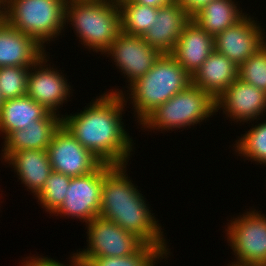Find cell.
<instances>
[{"mask_svg": "<svg viewBox=\"0 0 266 266\" xmlns=\"http://www.w3.org/2000/svg\"><path fill=\"white\" fill-rule=\"evenodd\" d=\"M71 177L52 171L43 189L36 195L38 202L49 214H53L63 203Z\"/></svg>", "mask_w": 266, "mask_h": 266, "instance_id": "obj_26", "label": "cell"}, {"mask_svg": "<svg viewBox=\"0 0 266 266\" xmlns=\"http://www.w3.org/2000/svg\"><path fill=\"white\" fill-rule=\"evenodd\" d=\"M13 166L14 172L21 183L36 196L51 174L52 166L49 162L47 150L25 149L14 152L4 160Z\"/></svg>", "mask_w": 266, "mask_h": 266, "instance_id": "obj_19", "label": "cell"}, {"mask_svg": "<svg viewBox=\"0 0 266 266\" xmlns=\"http://www.w3.org/2000/svg\"><path fill=\"white\" fill-rule=\"evenodd\" d=\"M126 165L103 163V187L99 216L131 232L144 243L161 247L167 254L166 238L161 224L126 173ZM125 169V170H124ZM158 223V224H157Z\"/></svg>", "mask_w": 266, "mask_h": 266, "instance_id": "obj_2", "label": "cell"}, {"mask_svg": "<svg viewBox=\"0 0 266 266\" xmlns=\"http://www.w3.org/2000/svg\"><path fill=\"white\" fill-rule=\"evenodd\" d=\"M62 125L60 114L50 112L44 119L33 121L24 129L11 132L4 139L1 158L6 159L14 152L25 149L47 150L54 133Z\"/></svg>", "mask_w": 266, "mask_h": 266, "instance_id": "obj_18", "label": "cell"}, {"mask_svg": "<svg viewBox=\"0 0 266 266\" xmlns=\"http://www.w3.org/2000/svg\"><path fill=\"white\" fill-rule=\"evenodd\" d=\"M135 3H139L142 5H147L149 7H163L169 5L173 2V0H132Z\"/></svg>", "mask_w": 266, "mask_h": 266, "instance_id": "obj_31", "label": "cell"}, {"mask_svg": "<svg viewBox=\"0 0 266 266\" xmlns=\"http://www.w3.org/2000/svg\"><path fill=\"white\" fill-rule=\"evenodd\" d=\"M111 90L97 96L83 111L61 115L62 125L102 163L127 165L134 147L122 121L127 102L122 90Z\"/></svg>", "mask_w": 266, "mask_h": 266, "instance_id": "obj_1", "label": "cell"}, {"mask_svg": "<svg viewBox=\"0 0 266 266\" xmlns=\"http://www.w3.org/2000/svg\"><path fill=\"white\" fill-rule=\"evenodd\" d=\"M214 50V36L191 20L170 54L193 76Z\"/></svg>", "mask_w": 266, "mask_h": 266, "instance_id": "obj_16", "label": "cell"}, {"mask_svg": "<svg viewBox=\"0 0 266 266\" xmlns=\"http://www.w3.org/2000/svg\"><path fill=\"white\" fill-rule=\"evenodd\" d=\"M33 255V257H26L28 260H23V262H21V266H78L79 265V260H78V256L76 255V253H73L71 258L72 260H69L70 263L69 264H64V263H60V261H56L55 259L52 258H48V257H41L40 256H35Z\"/></svg>", "mask_w": 266, "mask_h": 266, "instance_id": "obj_29", "label": "cell"}, {"mask_svg": "<svg viewBox=\"0 0 266 266\" xmlns=\"http://www.w3.org/2000/svg\"><path fill=\"white\" fill-rule=\"evenodd\" d=\"M45 52V48L34 38L6 21L0 26V68L31 67Z\"/></svg>", "mask_w": 266, "mask_h": 266, "instance_id": "obj_17", "label": "cell"}, {"mask_svg": "<svg viewBox=\"0 0 266 266\" xmlns=\"http://www.w3.org/2000/svg\"><path fill=\"white\" fill-rule=\"evenodd\" d=\"M191 20L185 9L175 2L159 7L153 26L142 35L143 40L162 53H171Z\"/></svg>", "mask_w": 266, "mask_h": 266, "instance_id": "obj_15", "label": "cell"}, {"mask_svg": "<svg viewBox=\"0 0 266 266\" xmlns=\"http://www.w3.org/2000/svg\"><path fill=\"white\" fill-rule=\"evenodd\" d=\"M78 266H88L86 263L80 262L79 261V265Z\"/></svg>", "mask_w": 266, "mask_h": 266, "instance_id": "obj_33", "label": "cell"}, {"mask_svg": "<svg viewBox=\"0 0 266 266\" xmlns=\"http://www.w3.org/2000/svg\"><path fill=\"white\" fill-rule=\"evenodd\" d=\"M237 3L233 0H213L198 11L192 20L215 37L244 16L245 13L240 10Z\"/></svg>", "mask_w": 266, "mask_h": 266, "instance_id": "obj_22", "label": "cell"}, {"mask_svg": "<svg viewBox=\"0 0 266 266\" xmlns=\"http://www.w3.org/2000/svg\"><path fill=\"white\" fill-rule=\"evenodd\" d=\"M215 102L216 112L222 109L226 118L236 120V123L260 120V116L266 112V93L239 78L232 82Z\"/></svg>", "mask_w": 266, "mask_h": 266, "instance_id": "obj_14", "label": "cell"}, {"mask_svg": "<svg viewBox=\"0 0 266 266\" xmlns=\"http://www.w3.org/2000/svg\"><path fill=\"white\" fill-rule=\"evenodd\" d=\"M85 225L87 248L76 252L78 260L83 263H87L92 257L129 256L144 244L136 235L100 216Z\"/></svg>", "mask_w": 266, "mask_h": 266, "instance_id": "obj_8", "label": "cell"}, {"mask_svg": "<svg viewBox=\"0 0 266 266\" xmlns=\"http://www.w3.org/2000/svg\"><path fill=\"white\" fill-rule=\"evenodd\" d=\"M66 1L5 0L6 22L44 47L61 35L66 25Z\"/></svg>", "mask_w": 266, "mask_h": 266, "instance_id": "obj_5", "label": "cell"}, {"mask_svg": "<svg viewBox=\"0 0 266 266\" xmlns=\"http://www.w3.org/2000/svg\"><path fill=\"white\" fill-rule=\"evenodd\" d=\"M255 211L233 218L225 229L230 249L236 256L233 264L266 266V215Z\"/></svg>", "mask_w": 266, "mask_h": 266, "instance_id": "obj_7", "label": "cell"}, {"mask_svg": "<svg viewBox=\"0 0 266 266\" xmlns=\"http://www.w3.org/2000/svg\"><path fill=\"white\" fill-rule=\"evenodd\" d=\"M238 78V67L215 50L192 76V83L216 100Z\"/></svg>", "mask_w": 266, "mask_h": 266, "instance_id": "obj_20", "label": "cell"}, {"mask_svg": "<svg viewBox=\"0 0 266 266\" xmlns=\"http://www.w3.org/2000/svg\"><path fill=\"white\" fill-rule=\"evenodd\" d=\"M121 31L135 36H142L153 26L158 8L135 3L132 0L119 4Z\"/></svg>", "mask_w": 266, "mask_h": 266, "instance_id": "obj_23", "label": "cell"}, {"mask_svg": "<svg viewBox=\"0 0 266 266\" xmlns=\"http://www.w3.org/2000/svg\"><path fill=\"white\" fill-rule=\"evenodd\" d=\"M168 254L158 246L144 243L135 253L122 257H92L88 266H155L156 261Z\"/></svg>", "mask_w": 266, "mask_h": 266, "instance_id": "obj_24", "label": "cell"}, {"mask_svg": "<svg viewBox=\"0 0 266 266\" xmlns=\"http://www.w3.org/2000/svg\"><path fill=\"white\" fill-rule=\"evenodd\" d=\"M192 83V76L170 53H163L151 69L127 90L139 124L159 105Z\"/></svg>", "mask_w": 266, "mask_h": 266, "instance_id": "obj_3", "label": "cell"}, {"mask_svg": "<svg viewBox=\"0 0 266 266\" xmlns=\"http://www.w3.org/2000/svg\"><path fill=\"white\" fill-rule=\"evenodd\" d=\"M212 1L213 0H173V2L182 6L191 17Z\"/></svg>", "mask_w": 266, "mask_h": 266, "instance_id": "obj_30", "label": "cell"}, {"mask_svg": "<svg viewBox=\"0 0 266 266\" xmlns=\"http://www.w3.org/2000/svg\"><path fill=\"white\" fill-rule=\"evenodd\" d=\"M238 78L266 93V43L238 67Z\"/></svg>", "mask_w": 266, "mask_h": 266, "instance_id": "obj_28", "label": "cell"}, {"mask_svg": "<svg viewBox=\"0 0 266 266\" xmlns=\"http://www.w3.org/2000/svg\"><path fill=\"white\" fill-rule=\"evenodd\" d=\"M47 153L52 170L70 177L89 174L102 164L63 125L54 133Z\"/></svg>", "mask_w": 266, "mask_h": 266, "instance_id": "obj_11", "label": "cell"}, {"mask_svg": "<svg viewBox=\"0 0 266 266\" xmlns=\"http://www.w3.org/2000/svg\"><path fill=\"white\" fill-rule=\"evenodd\" d=\"M247 15L214 37L215 51L225 55L237 67L266 43L265 30Z\"/></svg>", "mask_w": 266, "mask_h": 266, "instance_id": "obj_12", "label": "cell"}, {"mask_svg": "<svg viewBox=\"0 0 266 266\" xmlns=\"http://www.w3.org/2000/svg\"><path fill=\"white\" fill-rule=\"evenodd\" d=\"M65 23L72 25L85 48L101 54L122 32L120 9L114 1L67 0Z\"/></svg>", "mask_w": 266, "mask_h": 266, "instance_id": "obj_4", "label": "cell"}, {"mask_svg": "<svg viewBox=\"0 0 266 266\" xmlns=\"http://www.w3.org/2000/svg\"><path fill=\"white\" fill-rule=\"evenodd\" d=\"M46 52L30 67L27 78V93L35 102L44 106L49 112L57 111L70 96L71 85L60 70L47 63ZM47 63V65H46ZM49 66V67H48ZM58 112V113H57Z\"/></svg>", "mask_w": 266, "mask_h": 266, "instance_id": "obj_13", "label": "cell"}, {"mask_svg": "<svg viewBox=\"0 0 266 266\" xmlns=\"http://www.w3.org/2000/svg\"><path fill=\"white\" fill-rule=\"evenodd\" d=\"M237 156L266 165V120L250 128L235 141ZM247 158V159H246Z\"/></svg>", "mask_w": 266, "mask_h": 266, "instance_id": "obj_25", "label": "cell"}, {"mask_svg": "<svg viewBox=\"0 0 266 266\" xmlns=\"http://www.w3.org/2000/svg\"><path fill=\"white\" fill-rule=\"evenodd\" d=\"M124 1H128V0H114V2H115L117 5L123 3Z\"/></svg>", "mask_w": 266, "mask_h": 266, "instance_id": "obj_32", "label": "cell"}, {"mask_svg": "<svg viewBox=\"0 0 266 266\" xmlns=\"http://www.w3.org/2000/svg\"><path fill=\"white\" fill-rule=\"evenodd\" d=\"M49 113L27 95L5 100L0 108V134L5 139L11 132L24 129L33 121L44 119Z\"/></svg>", "mask_w": 266, "mask_h": 266, "instance_id": "obj_21", "label": "cell"}, {"mask_svg": "<svg viewBox=\"0 0 266 266\" xmlns=\"http://www.w3.org/2000/svg\"><path fill=\"white\" fill-rule=\"evenodd\" d=\"M216 114V102L193 83L153 110L140 124L150 130L191 128ZM188 126V127H187ZM173 129V130H172Z\"/></svg>", "mask_w": 266, "mask_h": 266, "instance_id": "obj_6", "label": "cell"}, {"mask_svg": "<svg viewBox=\"0 0 266 266\" xmlns=\"http://www.w3.org/2000/svg\"><path fill=\"white\" fill-rule=\"evenodd\" d=\"M228 266H245V265H236V264L231 263V264L228 265Z\"/></svg>", "mask_w": 266, "mask_h": 266, "instance_id": "obj_35", "label": "cell"}, {"mask_svg": "<svg viewBox=\"0 0 266 266\" xmlns=\"http://www.w3.org/2000/svg\"><path fill=\"white\" fill-rule=\"evenodd\" d=\"M111 56L129 84L144 76L163 54L159 49L149 46L142 36L121 32L103 53Z\"/></svg>", "mask_w": 266, "mask_h": 266, "instance_id": "obj_10", "label": "cell"}, {"mask_svg": "<svg viewBox=\"0 0 266 266\" xmlns=\"http://www.w3.org/2000/svg\"><path fill=\"white\" fill-rule=\"evenodd\" d=\"M102 187L103 163L89 174L71 177L65 199L53 215L78 218L87 224L100 214Z\"/></svg>", "mask_w": 266, "mask_h": 266, "instance_id": "obj_9", "label": "cell"}, {"mask_svg": "<svg viewBox=\"0 0 266 266\" xmlns=\"http://www.w3.org/2000/svg\"><path fill=\"white\" fill-rule=\"evenodd\" d=\"M30 67L8 66L0 68V95L3 101L25 96Z\"/></svg>", "mask_w": 266, "mask_h": 266, "instance_id": "obj_27", "label": "cell"}, {"mask_svg": "<svg viewBox=\"0 0 266 266\" xmlns=\"http://www.w3.org/2000/svg\"><path fill=\"white\" fill-rule=\"evenodd\" d=\"M2 104H3V100H2L1 95H0V108H1Z\"/></svg>", "mask_w": 266, "mask_h": 266, "instance_id": "obj_34", "label": "cell"}]
</instances>
